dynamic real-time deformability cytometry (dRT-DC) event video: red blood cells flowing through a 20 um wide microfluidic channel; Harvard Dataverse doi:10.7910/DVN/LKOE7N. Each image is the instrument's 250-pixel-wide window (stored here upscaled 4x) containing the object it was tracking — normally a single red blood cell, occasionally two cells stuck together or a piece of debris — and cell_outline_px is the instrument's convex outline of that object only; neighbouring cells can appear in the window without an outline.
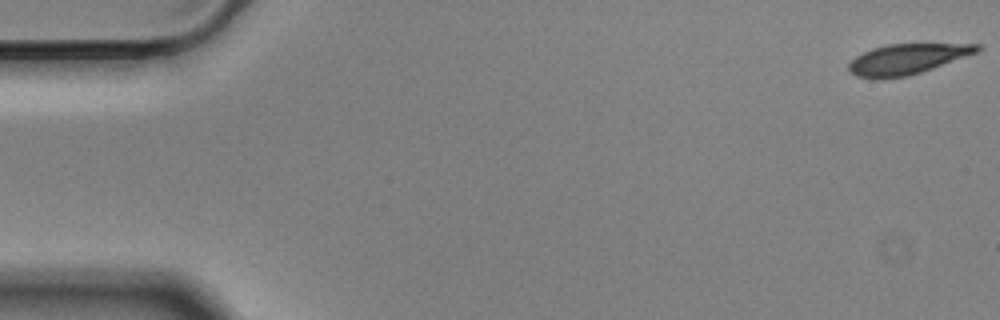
{"species": "Egyptian fruit bat (a non-hibernating species)", "species_latin": "Rousettus aegyptiacus", "temperature_condition": "cold", "stored_images_in_passage": 57, "camera_frame_rate_fps": 3000, "um_per_image_px": 0.085, "animal": {"sex": "male"}, "frame": {"image": 1, "passage_image": 1, "time_ms": 0.0, "image_size_px": [1000, 320], "cell_outline_px": [[984, 48], [976, 52], [932, 68], [908, 76], [856, 76], [848, 72], [848, 64], [856, 56], [872, 48], [888, 44], [980, 44]], "centroid_in_image_um": [77.11, 4.98], "position_along_channel_um": 7.9, "area_um2": 21.91}}
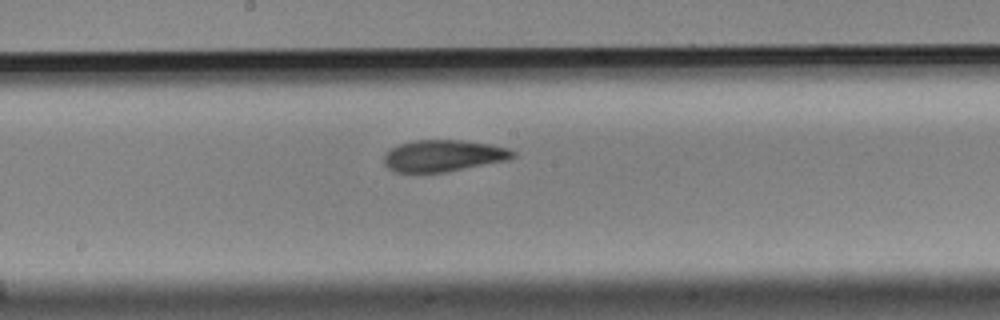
{"frame": {"image": 2, "passage_image": 30, "time_ms": 9.667, "image_size_px": [1000, 320], "cell_outline_px": [[516, 156], [508, 160], [448, 172], [392, 172], [384, 164], [384, 156], [392, 148], [400, 144], [416, 140], [460, 140], [488, 144], [508, 148], [516, 152]], "centroid_in_image_um": [37.71, 13.25], "position_along_channel_um": 210.5, "area_um2": 23.76}}
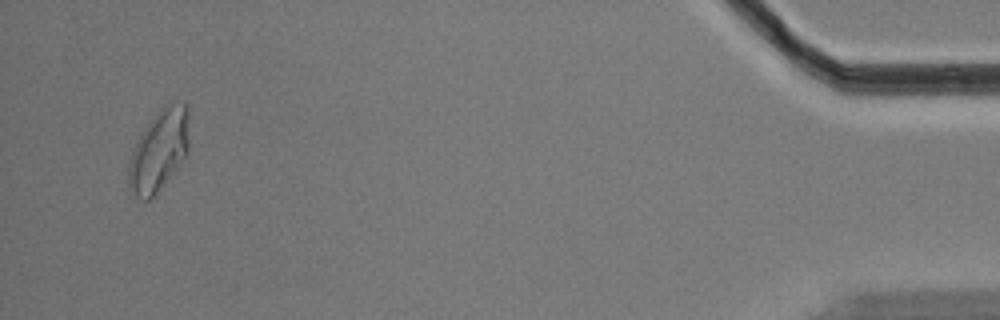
{"frame": {"image": 3, "passage_image": 55, "time_ms": 18.0, "image_size_px": [1000, 320], "cell_outline_px": [[188, 152], [152, 200], [140, 200], [128, 188], [128, 164], [136, 140], [140, 132], [148, 120], [164, 104], [184, 104], [188, 108]], "centroid_in_image_um": [13.47, 12.81], "position_along_channel_um": 421.7, "area_um2": 28.9}, "authors_computed_cell_mechanics": {"area_um2": 24.0448, "velocity_mm_per_s": 3.4963, "shape_relaxation_time_tau1_ms": 4.3382, "shape_relaxation_time_tau2_ms": 2.6957, "deformation_change_tau1": 0.1447, "deformation_change_tau2": 0.0863}}